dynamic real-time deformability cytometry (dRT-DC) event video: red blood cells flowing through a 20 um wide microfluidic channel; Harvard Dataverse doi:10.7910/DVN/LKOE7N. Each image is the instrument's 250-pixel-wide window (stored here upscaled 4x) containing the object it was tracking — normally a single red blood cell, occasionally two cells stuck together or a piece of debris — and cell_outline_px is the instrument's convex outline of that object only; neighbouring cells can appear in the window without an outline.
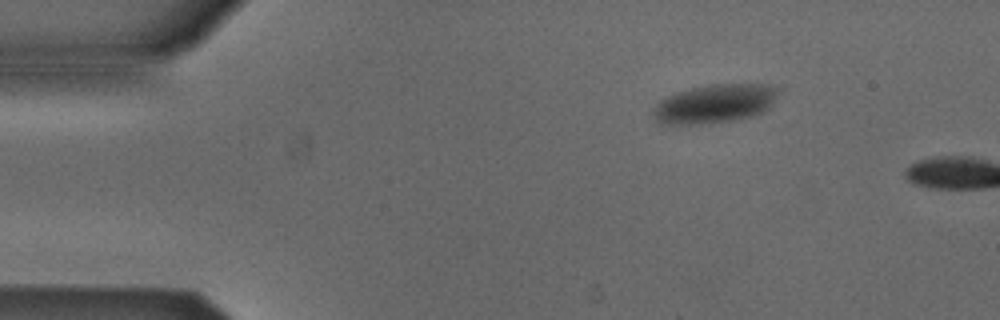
{"species": "Egyptian fruit bat (a non-hibernating species)", "species_latin": "Rousettus aegyptiacus", "temperature_condition": "cold", "stored_images_in_passage": 3, "camera_frame_rate_fps": 3000, "um_per_image_px": 0.085, "animal": {"sex": "male"}, "frame": {"image": 1, "passage_image": 1, "time_ms": 0.0, "image_size_px": [1000, 320], "cell_outline_px": [[780, 88], [768, 108], [764, 112], [752, 116], [736, 120], [700, 124], [660, 124], [656, 120], [652, 112], [656, 104], [660, 100], [676, 92], [692, 88], [712, 84], [768, 84]], "centroid_in_image_um": [60.75, 8.82], "position_along_channel_um": 24.3, "area_um2": 28.21}}